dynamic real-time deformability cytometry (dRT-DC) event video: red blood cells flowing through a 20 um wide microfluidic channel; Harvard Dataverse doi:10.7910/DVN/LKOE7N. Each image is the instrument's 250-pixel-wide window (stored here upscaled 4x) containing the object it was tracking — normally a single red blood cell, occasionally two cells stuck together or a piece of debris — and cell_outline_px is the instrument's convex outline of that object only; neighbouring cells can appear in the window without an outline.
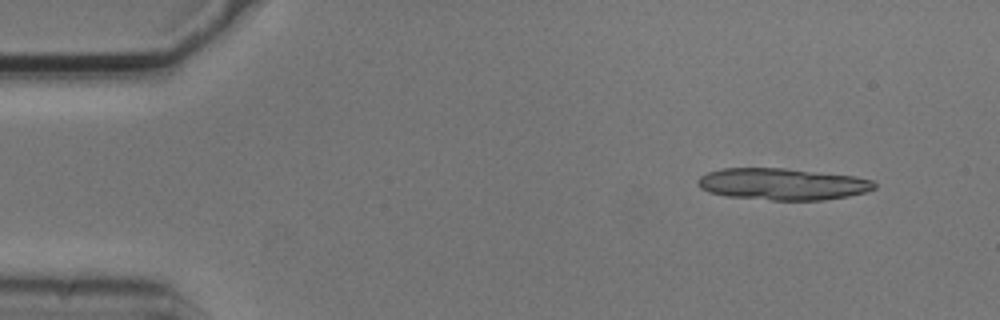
{"species": "common noctule bat (a hibernating species)", "species_latin": "Nyctalus noctula", "temperature_condition": "cold", "stored_images_in_passage": 5, "camera_frame_rate_fps": 3000, "um_per_image_px": 0.085, "animal": {"sex": "male", "body_mass_g": 20.5, "forearm_length_mm": 52.5}, "frame": {"image": 1, "passage_image": 2, "time_ms": 0.333, "image_size_px": [1000, 320], "cell_outline_px": [[876, 188], [864, 192], [848, 196], [824, 200], [772, 200], [728, 196], [708, 192], [700, 188], [696, 184], [696, 180], [700, 176], [708, 172], [724, 168], [784, 168], [856, 176], [872, 180], [876, 184]], "centroid_in_image_um": [66.49, 15.64], "position_along_channel_um": 18.5, "area_um2": 32.71}}